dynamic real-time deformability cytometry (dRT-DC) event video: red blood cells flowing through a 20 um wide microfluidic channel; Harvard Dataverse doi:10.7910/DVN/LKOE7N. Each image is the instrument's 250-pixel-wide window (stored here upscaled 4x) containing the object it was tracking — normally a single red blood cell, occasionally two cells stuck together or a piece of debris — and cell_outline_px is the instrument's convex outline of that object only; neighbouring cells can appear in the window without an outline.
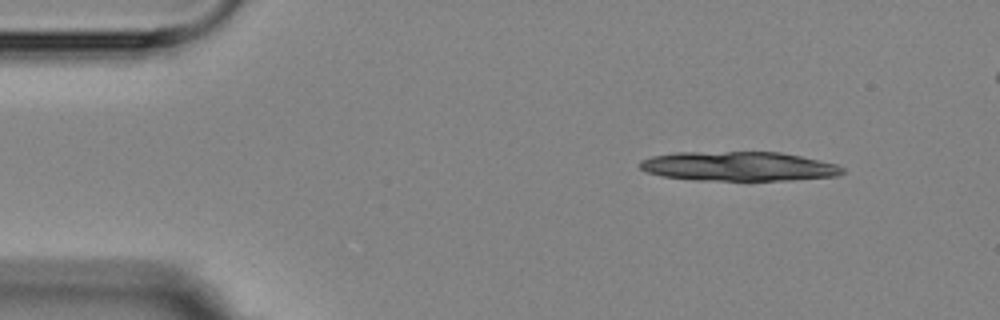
{"species": "Egyptian fruit bat (a non-hibernating species)", "species_latin": "Rousettus aegyptiacus", "temperature_condition": "room temperature", "stored_images_in_passage": 5, "segment_of_instrument_passage": [1, 2], "camera_frame_rate_fps": 3000, "um_per_image_px": 0.085, "animal": {"sex": "female"}, "frame": {"image": 1, "passage_image": 1, "time_ms": 0.0, "image_size_px": [1000, 320], "cell_outline_px": [[844, 172], [840, 176], [788, 180], [696, 180], [664, 176], [648, 172], [640, 168], [640, 160], [652, 156], [676, 152], [780, 152], [800, 156], [836, 164], [844, 168]], "centroid_in_image_um": [62.8, 14.13], "position_along_channel_um": 22.2, "area_um2": 34.56}}